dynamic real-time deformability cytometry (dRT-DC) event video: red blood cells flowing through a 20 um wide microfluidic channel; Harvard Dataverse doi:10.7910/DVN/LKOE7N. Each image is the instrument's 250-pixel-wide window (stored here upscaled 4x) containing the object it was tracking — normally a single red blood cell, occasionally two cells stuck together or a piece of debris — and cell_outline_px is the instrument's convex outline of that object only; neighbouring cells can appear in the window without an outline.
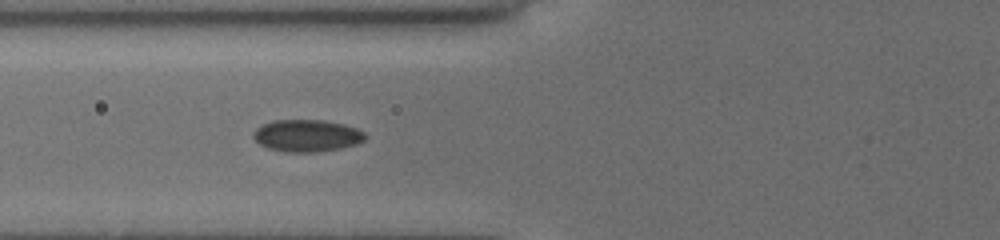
{"species": "common noctule bat (a hibernating species)", "species_latin": "Nyctalus noctula", "temperature_condition": "cold", "stored_images_in_passage": 22, "camera_frame_rate_fps": 3000, "um_per_image_px": 0.085, "animal": {"sex": "female", "body_mass_g": 19.5, "forearm_length_mm": 54.1}, "frame": {"image": 1, "passage_image": 7, "time_ms": 2.0, "image_size_px": [1000, 240], "cell_outline_px": [[368, 136], [364, 140], [356, 144], [340, 148], [316, 152], [284, 152], [268, 148], [260, 144], [252, 136], [252, 132], [260, 124], [272, 120], [324, 120], [344, 124], [356, 128], [364, 132]], "centroid_in_image_um": [26.06, 11.52], "position_along_channel_um": 99.7, "area_um2": 21.1}}
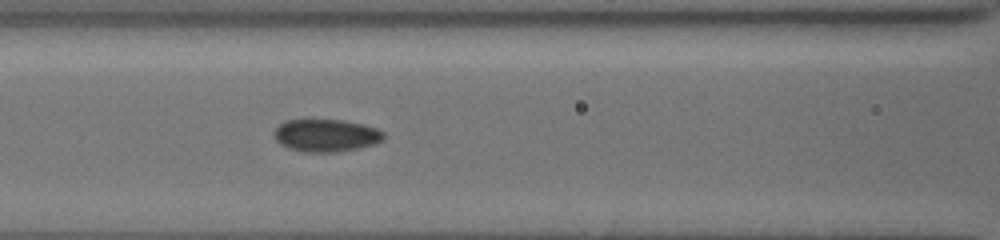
{"frame": {"image": 2, "passage_image": 10, "time_ms": 3.0, "image_size_px": [1000, 240], "cell_outline_px": [[384, 140], [376, 144], [360, 148], [336, 152], [304, 152], [288, 148], [280, 144], [272, 136], [272, 132], [284, 120], [304, 116], [344, 120], [364, 124], [376, 128], [384, 132]], "centroid_in_image_um": [27.66, 11.46], "position_along_channel_um": 138.9, "area_um2": 21.96}}